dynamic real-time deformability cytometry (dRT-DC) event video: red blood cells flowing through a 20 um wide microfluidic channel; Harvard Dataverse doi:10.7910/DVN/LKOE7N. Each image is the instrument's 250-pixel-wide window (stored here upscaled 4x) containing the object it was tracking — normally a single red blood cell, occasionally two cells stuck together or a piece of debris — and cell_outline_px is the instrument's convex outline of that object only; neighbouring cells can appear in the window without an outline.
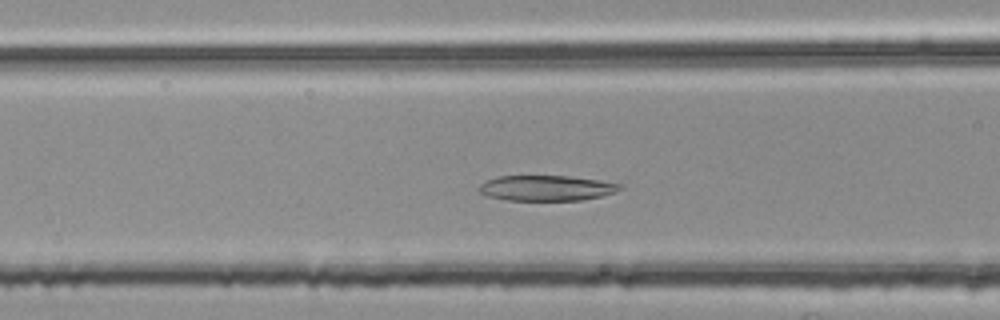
{"species": "common noctule bat (a hibernating species)", "species_latin": "Nyctalus noctula", "temperature_condition": "room temperature", "stored_images_in_passage": 36, "camera_frame_rate_fps": 3000, "um_per_image_px": 0.085, "animal": {"sex": "female", "body_mass_g": 25.1}, "frame": {"image": 1, "passage_image": 15, "time_ms": 4.667, "image_size_px": [1000, 320], "cell_outline_px": [[620, 188], [616, 192], [600, 196], [580, 200], [508, 200], [488, 196], [480, 192], [476, 188], [480, 184], [496, 176], [568, 176], [600, 180], [620, 184]], "centroid_in_image_um": [46.41, 15.98], "position_along_channel_um": 120.2, "area_um2": 20.69}}
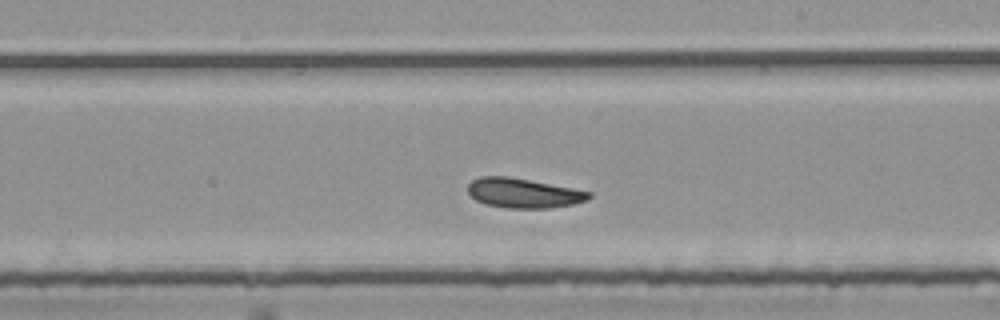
{"frame": {"image": 2, "passage_image": 25, "time_ms": 8.0, "image_size_px": [1000, 320], "cell_outline_px": [[592, 196], [588, 200], [572, 204], [548, 208], [508, 208], [488, 204], [476, 200], [468, 192], [468, 184], [472, 180], [480, 176], [508, 176], [572, 188], [592, 192]], "centroid_in_image_um": [44.5, 16.4], "position_along_channel_um": 244.5, "area_um2": 20.75}}
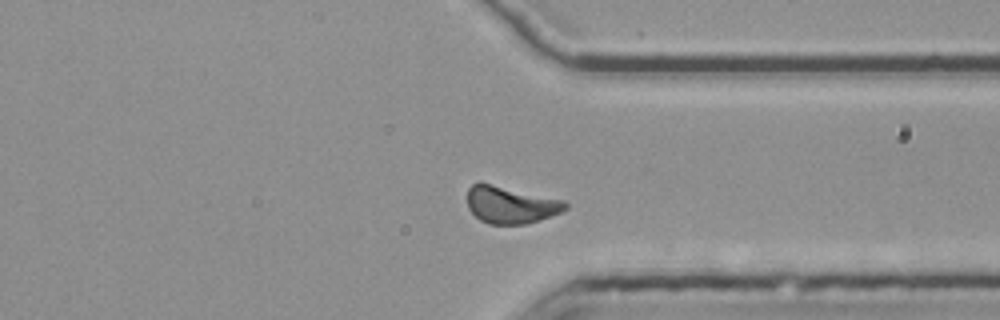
{"frame": {"image": 3, "passage_image": 35, "time_ms": 11.333, "image_size_px": [1000, 320], "cell_outline_px": [[568, 208], [552, 216], [524, 224], [488, 224], [480, 220], [468, 208], [468, 188], [472, 184], [488, 184], [564, 200], [568, 204]], "centroid_in_image_um": [43.42, 17.44], "position_along_channel_um": 368.0, "area_um2": 20.75}, "authors_computed_cell_mechanics": {"area_um2": 21.4438, "velocity_mm_per_s": 3.7327, "shape_relaxation_time_tau1_ms": null, "shape_relaxation_time_tau2_ms": 2.0108, "deformation_change_tau1": null, "deformation_change_tau2": 0.0747}}